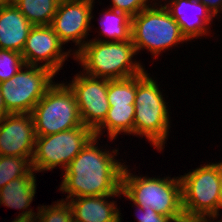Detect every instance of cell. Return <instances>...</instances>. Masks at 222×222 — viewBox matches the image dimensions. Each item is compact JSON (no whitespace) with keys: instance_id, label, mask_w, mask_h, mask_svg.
I'll list each match as a JSON object with an SVG mask.
<instances>
[{"instance_id":"1","label":"cell","mask_w":222,"mask_h":222,"mask_svg":"<svg viewBox=\"0 0 222 222\" xmlns=\"http://www.w3.org/2000/svg\"><path fill=\"white\" fill-rule=\"evenodd\" d=\"M99 140L94 136L63 171L58 190L68 194L65 201L76 197L115 195L121 190L125 162L115 158L118 149L108 151L98 147Z\"/></svg>"},{"instance_id":"2","label":"cell","mask_w":222,"mask_h":222,"mask_svg":"<svg viewBox=\"0 0 222 222\" xmlns=\"http://www.w3.org/2000/svg\"><path fill=\"white\" fill-rule=\"evenodd\" d=\"M137 55L135 46L128 41L87 40L73 58L81 64L85 74L108 80H120L137 76L145 71L141 62L133 61ZM144 67V68H143Z\"/></svg>"},{"instance_id":"3","label":"cell","mask_w":222,"mask_h":222,"mask_svg":"<svg viewBox=\"0 0 222 222\" xmlns=\"http://www.w3.org/2000/svg\"><path fill=\"white\" fill-rule=\"evenodd\" d=\"M124 166L121 191L134 205L147 204L157 213L172 218L175 222H187L182 206L180 177H148L130 173Z\"/></svg>"},{"instance_id":"4","label":"cell","mask_w":222,"mask_h":222,"mask_svg":"<svg viewBox=\"0 0 222 222\" xmlns=\"http://www.w3.org/2000/svg\"><path fill=\"white\" fill-rule=\"evenodd\" d=\"M145 70L136 76L133 136L146 138L158 151L165 148L170 129L168 104L156 80Z\"/></svg>"},{"instance_id":"5","label":"cell","mask_w":222,"mask_h":222,"mask_svg":"<svg viewBox=\"0 0 222 222\" xmlns=\"http://www.w3.org/2000/svg\"><path fill=\"white\" fill-rule=\"evenodd\" d=\"M131 39L137 54L146 49L155 58L171 47L188 42L179 24L159 2L132 17Z\"/></svg>"},{"instance_id":"6","label":"cell","mask_w":222,"mask_h":222,"mask_svg":"<svg viewBox=\"0 0 222 222\" xmlns=\"http://www.w3.org/2000/svg\"><path fill=\"white\" fill-rule=\"evenodd\" d=\"M179 177L187 222H194L204 215L220 213V161L201 165Z\"/></svg>"},{"instance_id":"7","label":"cell","mask_w":222,"mask_h":222,"mask_svg":"<svg viewBox=\"0 0 222 222\" xmlns=\"http://www.w3.org/2000/svg\"><path fill=\"white\" fill-rule=\"evenodd\" d=\"M30 114L36 136H48L83 126L75 95L63 82H55Z\"/></svg>"},{"instance_id":"8","label":"cell","mask_w":222,"mask_h":222,"mask_svg":"<svg viewBox=\"0 0 222 222\" xmlns=\"http://www.w3.org/2000/svg\"><path fill=\"white\" fill-rule=\"evenodd\" d=\"M94 136V131L84 125L48 136H36L32 168L36 173L51 171L57 166L65 170Z\"/></svg>"},{"instance_id":"9","label":"cell","mask_w":222,"mask_h":222,"mask_svg":"<svg viewBox=\"0 0 222 222\" xmlns=\"http://www.w3.org/2000/svg\"><path fill=\"white\" fill-rule=\"evenodd\" d=\"M55 75L48 68L25 64L14 76L0 83L7 110L11 114H30L54 84Z\"/></svg>"},{"instance_id":"10","label":"cell","mask_w":222,"mask_h":222,"mask_svg":"<svg viewBox=\"0 0 222 222\" xmlns=\"http://www.w3.org/2000/svg\"><path fill=\"white\" fill-rule=\"evenodd\" d=\"M74 76L67 85L75 95L82 124L94 131L105 120L110 108L108 79L92 77L81 71Z\"/></svg>"},{"instance_id":"11","label":"cell","mask_w":222,"mask_h":222,"mask_svg":"<svg viewBox=\"0 0 222 222\" xmlns=\"http://www.w3.org/2000/svg\"><path fill=\"white\" fill-rule=\"evenodd\" d=\"M95 0H60L51 27L65 45L72 41L79 51L85 44L94 16Z\"/></svg>"},{"instance_id":"12","label":"cell","mask_w":222,"mask_h":222,"mask_svg":"<svg viewBox=\"0 0 222 222\" xmlns=\"http://www.w3.org/2000/svg\"><path fill=\"white\" fill-rule=\"evenodd\" d=\"M63 45L50 25L32 26L21 54L26 65L45 67L57 74L65 60L74 55L72 49L64 51Z\"/></svg>"},{"instance_id":"13","label":"cell","mask_w":222,"mask_h":222,"mask_svg":"<svg viewBox=\"0 0 222 222\" xmlns=\"http://www.w3.org/2000/svg\"><path fill=\"white\" fill-rule=\"evenodd\" d=\"M35 139L31 114H9L0 121V155L33 157Z\"/></svg>"},{"instance_id":"14","label":"cell","mask_w":222,"mask_h":222,"mask_svg":"<svg viewBox=\"0 0 222 222\" xmlns=\"http://www.w3.org/2000/svg\"><path fill=\"white\" fill-rule=\"evenodd\" d=\"M165 2L164 7L179 24L181 33L188 41L194 38L201 39L200 37L209 33V24L211 25L215 17L200 0H165Z\"/></svg>"},{"instance_id":"15","label":"cell","mask_w":222,"mask_h":222,"mask_svg":"<svg viewBox=\"0 0 222 222\" xmlns=\"http://www.w3.org/2000/svg\"><path fill=\"white\" fill-rule=\"evenodd\" d=\"M121 195L120 190L115 195L76 197L67 202L72 208L74 222H121L117 201L109 200L110 197L120 198Z\"/></svg>"},{"instance_id":"16","label":"cell","mask_w":222,"mask_h":222,"mask_svg":"<svg viewBox=\"0 0 222 222\" xmlns=\"http://www.w3.org/2000/svg\"><path fill=\"white\" fill-rule=\"evenodd\" d=\"M33 25L10 1L0 9V49L22 53Z\"/></svg>"},{"instance_id":"17","label":"cell","mask_w":222,"mask_h":222,"mask_svg":"<svg viewBox=\"0 0 222 222\" xmlns=\"http://www.w3.org/2000/svg\"><path fill=\"white\" fill-rule=\"evenodd\" d=\"M36 172L32 168L26 175L15 178L8 182L0 189V205L7 206L13 209H23L18 216L36 215L32 209H28L34 200L37 180ZM26 210V211H25Z\"/></svg>"},{"instance_id":"18","label":"cell","mask_w":222,"mask_h":222,"mask_svg":"<svg viewBox=\"0 0 222 222\" xmlns=\"http://www.w3.org/2000/svg\"><path fill=\"white\" fill-rule=\"evenodd\" d=\"M134 115V104L110 106L105 120L94 130L95 136L100 138L105 133V129H107L106 137L111 141L115 140L118 134L133 135Z\"/></svg>"},{"instance_id":"19","label":"cell","mask_w":222,"mask_h":222,"mask_svg":"<svg viewBox=\"0 0 222 222\" xmlns=\"http://www.w3.org/2000/svg\"><path fill=\"white\" fill-rule=\"evenodd\" d=\"M103 14L100 13L101 17L99 21V31L100 35L106 39H101L98 37L92 40L103 41V42H112V41H128L131 40V26H132V17L127 13L108 8L104 9ZM109 40H108V39Z\"/></svg>"},{"instance_id":"20","label":"cell","mask_w":222,"mask_h":222,"mask_svg":"<svg viewBox=\"0 0 222 222\" xmlns=\"http://www.w3.org/2000/svg\"><path fill=\"white\" fill-rule=\"evenodd\" d=\"M33 26H49L60 0H11Z\"/></svg>"},{"instance_id":"21","label":"cell","mask_w":222,"mask_h":222,"mask_svg":"<svg viewBox=\"0 0 222 222\" xmlns=\"http://www.w3.org/2000/svg\"><path fill=\"white\" fill-rule=\"evenodd\" d=\"M135 95L136 76L120 80H108L107 97L110 106L134 104Z\"/></svg>"},{"instance_id":"22","label":"cell","mask_w":222,"mask_h":222,"mask_svg":"<svg viewBox=\"0 0 222 222\" xmlns=\"http://www.w3.org/2000/svg\"><path fill=\"white\" fill-rule=\"evenodd\" d=\"M32 157L0 155V189L11 180L26 175L31 169Z\"/></svg>"},{"instance_id":"23","label":"cell","mask_w":222,"mask_h":222,"mask_svg":"<svg viewBox=\"0 0 222 222\" xmlns=\"http://www.w3.org/2000/svg\"><path fill=\"white\" fill-rule=\"evenodd\" d=\"M37 209V222H74L72 208L63 198L52 205H38Z\"/></svg>"},{"instance_id":"24","label":"cell","mask_w":222,"mask_h":222,"mask_svg":"<svg viewBox=\"0 0 222 222\" xmlns=\"http://www.w3.org/2000/svg\"><path fill=\"white\" fill-rule=\"evenodd\" d=\"M25 65L22 54L0 49V83L10 79Z\"/></svg>"},{"instance_id":"25","label":"cell","mask_w":222,"mask_h":222,"mask_svg":"<svg viewBox=\"0 0 222 222\" xmlns=\"http://www.w3.org/2000/svg\"><path fill=\"white\" fill-rule=\"evenodd\" d=\"M156 1V0H152ZM150 2V0H111L112 6L110 5L111 9L122 11L127 13L130 17L137 15L143 9L151 7L156 2ZM152 4H150V3Z\"/></svg>"},{"instance_id":"26","label":"cell","mask_w":222,"mask_h":222,"mask_svg":"<svg viewBox=\"0 0 222 222\" xmlns=\"http://www.w3.org/2000/svg\"><path fill=\"white\" fill-rule=\"evenodd\" d=\"M136 206L137 222H175L172 218L168 216L161 215L156 211L152 210L150 206L144 204L142 207Z\"/></svg>"},{"instance_id":"27","label":"cell","mask_w":222,"mask_h":222,"mask_svg":"<svg viewBox=\"0 0 222 222\" xmlns=\"http://www.w3.org/2000/svg\"><path fill=\"white\" fill-rule=\"evenodd\" d=\"M215 17L222 12V0H200Z\"/></svg>"},{"instance_id":"28","label":"cell","mask_w":222,"mask_h":222,"mask_svg":"<svg viewBox=\"0 0 222 222\" xmlns=\"http://www.w3.org/2000/svg\"><path fill=\"white\" fill-rule=\"evenodd\" d=\"M219 215H220L219 213L204 215V216L199 217L194 222H213V221L214 222H222V219L215 221L216 219H218ZM208 218H210V219H208ZM211 220H213V221H211Z\"/></svg>"},{"instance_id":"29","label":"cell","mask_w":222,"mask_h":222,"mask_svg":"<svg viewBox=\"0 0 222 222\" xmlns=\"http://www.w3.org/2000/svg\"><path fill=\"white\" fill-rule=\"evenodd\" d=\"M9 114L11 113L7 110V107L4 103V99L0 90V121Z\"/></svg>"},{"instance_id":"30","label":"cell","mask_w":222,"mask_h":222,"mask_svg":"<svg viewBox=\"0 0 222 222\" xmlns=\"http://www.w3.org/2000/svg\"><path fill=\"white\" fill-rule=\"evenodd\" d=\"M11 222H37L36 215L17 216Z\"/></svg>"},{"instance_id":"31","label":"cell","mask_w":222,"mask_h":222,"mask_svg":"<svg viewBox=\"0 0 222 222\" xmlns=\"http://www.w3.org/2000/svg\"><path fill=\"white\" fill-rule=\"evenodd\" d=\"M221 166V186H220V209L222 208V161L220 162Z\"/></svg>"},{"instance_id":"32","label":"cell","mask_w":222,"mask_h":222,"mask_svg":"<svg viewBox=\"0 0 222 222\" xmlns=\"http://www.w3.org/2000/svg\"><path fill=\"white\" fill-rule=\"evenodd\" d=\"M10 1H11V0H0V9H1L3 6L7 5Z\"/></svg>"}]
</instances>
